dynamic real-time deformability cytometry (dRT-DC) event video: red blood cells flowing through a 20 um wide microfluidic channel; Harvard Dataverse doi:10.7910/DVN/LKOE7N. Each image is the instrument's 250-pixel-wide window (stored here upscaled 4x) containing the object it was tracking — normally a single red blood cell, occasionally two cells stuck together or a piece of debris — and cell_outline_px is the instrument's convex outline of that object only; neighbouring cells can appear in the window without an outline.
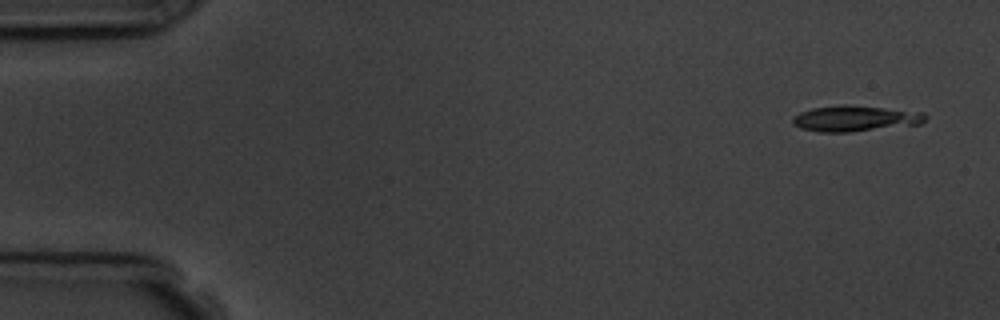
{"species": "common noctule bat (a hibernating species)", "species_latin": "Nyctalus noctula", "temperature_condition": "room temperature", "stored_images_in_passage": 6, "camera_frame_rate_fps": 3000, "um_per_image_px": 0.085, "animal": {"sex": "male", "body_mass_g": 19.5, "forearm_length_mm": 54.6}, "frame": {"image": 1, "passage_image": 1, "time_ms": 0.0, "image_size_px": [1000, 320], "cell_outline_px": [[928, 116], [920, 124], [848, 132], [820, 132], [800, 128], [792, 124], [792, 116], [800, 112], [812, 108], [844, 104], [924, 112]], "centroid_in_image_um": [72.65, 10.07], "position_along_channel_um": 12.3, "area_um2": 19.94}}